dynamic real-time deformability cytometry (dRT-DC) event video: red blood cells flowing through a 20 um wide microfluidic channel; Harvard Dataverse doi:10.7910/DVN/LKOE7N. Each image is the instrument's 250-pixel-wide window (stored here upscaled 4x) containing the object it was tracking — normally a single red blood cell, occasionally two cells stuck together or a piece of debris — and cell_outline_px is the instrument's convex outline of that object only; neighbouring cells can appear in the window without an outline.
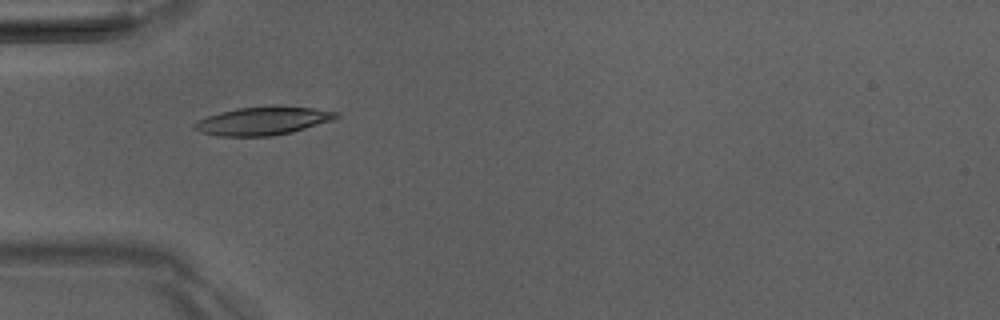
{"species": "Egyptian fruit bat (a non-hibernating species)", "species_latin": "Rousettus aegyptiacus", "temperature_condition": "room temperature", "stored_images_in_passage": 4, "camera_frame_rate_fps": 3000, "um_per_image_px": 0.085, "animal": {"sex": "male"}, "frame": {"image": 1, "passage_image": 3, "time_ms": 2.333, "image_size_px": [1000, 320], "cell_outline_px": [[340, 116], [332, 120], [292, 132], [268, 136], [216, 136], [200, 132], [192, 128], [192, 124], [208, 116], [220, 112], [236, 108], [312, 108], [340, 112]], "centroid_in_image_um": [22.3, 10.31], "position_along_channel_um": 62.7, "area_um2": 22.54}}